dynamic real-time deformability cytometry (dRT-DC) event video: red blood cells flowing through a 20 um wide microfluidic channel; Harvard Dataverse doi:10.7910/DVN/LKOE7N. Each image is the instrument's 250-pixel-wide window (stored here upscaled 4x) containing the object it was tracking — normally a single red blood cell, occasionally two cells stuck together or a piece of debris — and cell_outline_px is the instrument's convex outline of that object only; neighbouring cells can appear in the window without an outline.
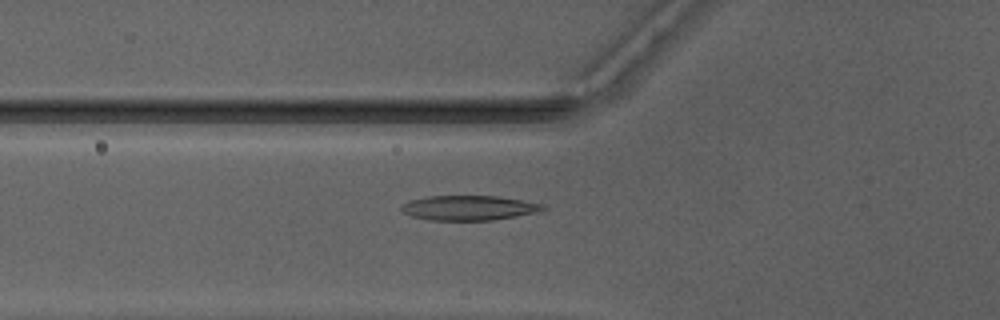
{"species": "Egyptian fruit bat (a non-hibernating species)", "species_latin": "Rousettus aegyptiacus", "temperature_condition": "warm", "stored_images_in_passage": 45, "camera_frame_rate_fps": 3000, "um_per_image_px": 0.085, "animal": {"sex": "male"}, "frame": {"image": 1, "passage_image": 14, "time_ms": 4.333, "image_size_px": [1000, 320], "cell_outline_px": [[548, 208], [536, 212], [516, 216], [492, 220], [428, 220], [412, 216], [404, 212], [400, 208], [408, 200], [428, 196], [500, 196], [548, 204]], "centroid_in_image_um": [39.91, 17.66], "position_along_channel_um": 85.9, "area_um2": 20.58}}
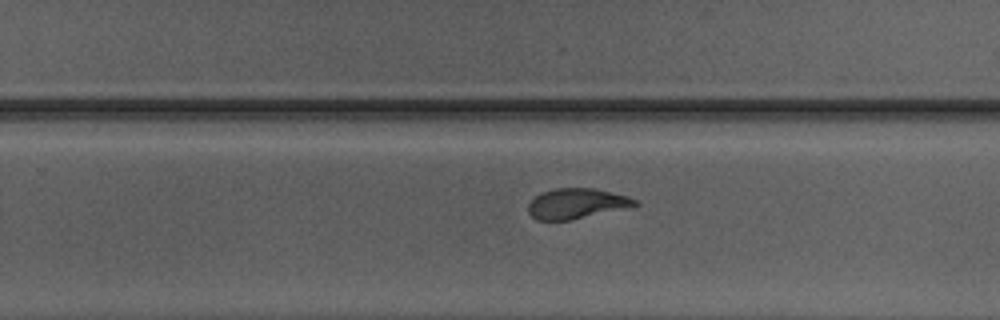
{"frame": {"image": 2, "passage_image": 28, "time_ms": 9.0, "image_size_px": [1000, 320], "cell_outline_px": [[640, 204], [568, 220], [536, 220], [528, 212], [528, 204], [540, 192], [552, 188], [592, 188], [628, 196], [636, 200]], "centroid_in_image_um": [48.94, 17.28], "position_along_channel_um": 280.9, "area_um2": 18.44}}
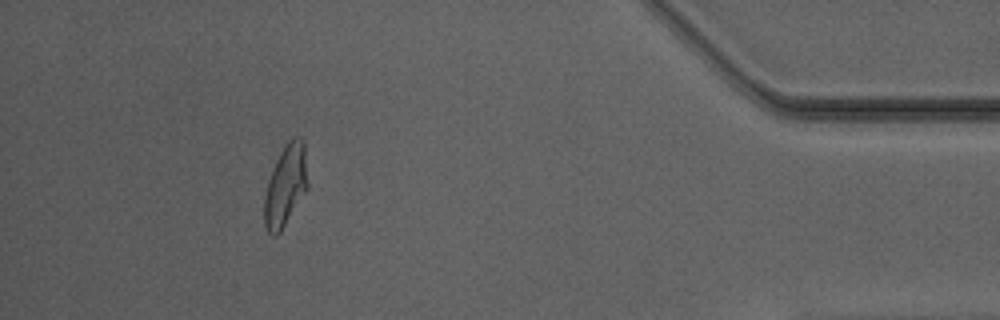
{"frame": {"image": 3, "passage_image": 41, "time_ms": 13.333, "image_size_px": [1000, 320], "cell_outline_px": [[308, 188], [280, 232], [276, 236], [272, 236], [268, 232], [264, 224], [264, 196], [268, 180], [276, 160], [280, 152], [288, 140], [292, 136], [300, 136], [304, 140], [308, 184]], "centroid_in_image_um": [24.27, 15.75], "position_along_channel_um": 410.9, "area_um2": 20.69}, "authors_computed_cell_mechanics": {"area_um2": 20.3456, "velocity_mm_per_s": 4.1702, "shape_relaxation_time_tau1_ms": 5.1959, "shape_relaxation_time_tau2_ms": 1.2049, "deformation_change_tau1": 0.2256, "deformation_change_tau2": 0.0826}}